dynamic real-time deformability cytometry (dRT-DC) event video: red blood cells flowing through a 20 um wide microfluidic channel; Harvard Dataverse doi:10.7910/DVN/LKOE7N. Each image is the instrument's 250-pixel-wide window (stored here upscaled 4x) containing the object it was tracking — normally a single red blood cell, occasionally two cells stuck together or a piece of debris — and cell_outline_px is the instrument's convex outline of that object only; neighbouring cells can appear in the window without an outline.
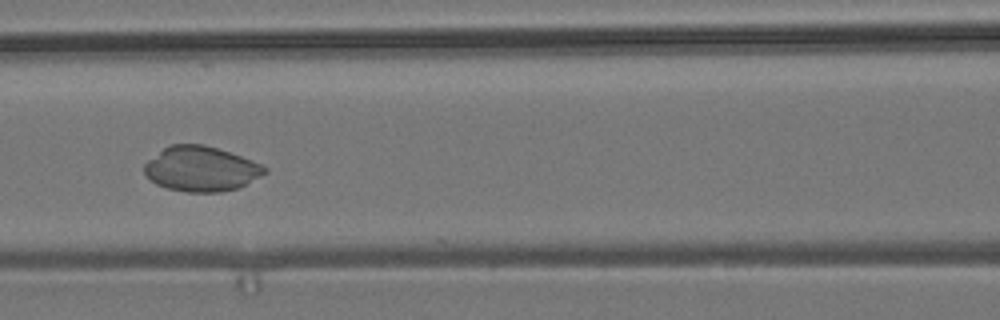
{"species": "common noctule bat (a hibernating species)", "species_latin": "Nyctalus noctula", "temperature_condition": "room temperature", "stored_images_in_passage": 55, "camera_frame_rate_fps": 3000, "um_per_image_px": 0.085, "animal": {"sex": "male", "body_mass_g": 19.2, "forearm_length_mm": 51.8}, "frame": {"image": 1, "passage_image": 24, "time_ms": 7.667, "image_size_px": [1000, 320], "cell_outline_px": [[268, 172], [240, 188], [220, 192], [188, 192], [168, 188], [156, 184], [144, 172], [144, 164], [148, 160], [168, 144], [204, 144], [240, 156], [260, 164], [268, 168]], "centroid_in_image_um": [17.1, 14.36], "position_along_channel_um": 149.5, "area_um2": 31.44}}
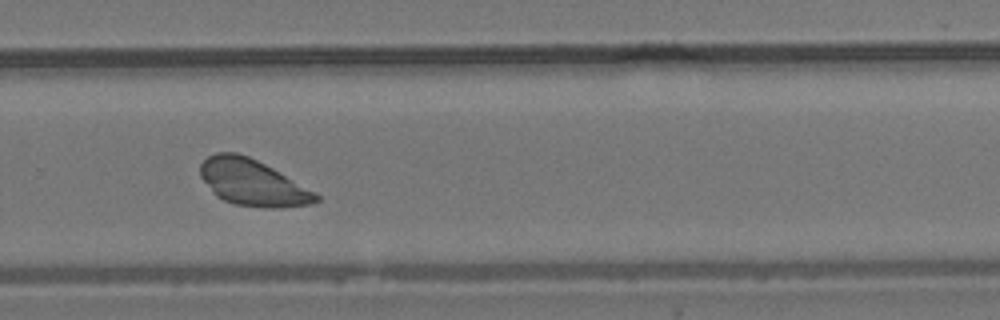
{"frame": {"image": 2, "passage_image": 37, "time_ms": 12.0, "image_size_px": [1000, 320], "cell_outline_px": [[320, 200], [312, 204], [280, 208], [264, 208], [232, 204], [216, 196], [212, 192], [200, 176], [200, 164], [208, 156], [216, 152], [236, 152], [248, 156], [272, 168], [316, 192], [320, 196]], "centroid_in_image_um": [21.46, 15.54], "position_along_channel_um": 308.3, "area_um2": 31.27}}
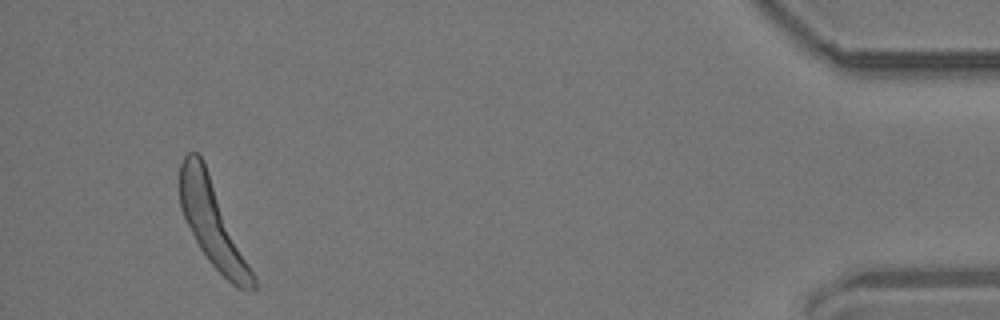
{"frame": {"image": 3, "passage_image": 52, "time_ms": 17.0, "image_size_px": [1000, 320], "cell_outline_px": [[256, 288], [248, 292], [244, 292], [232, 284], [208, 260], [200, 248], [180, 208], [180, 164], [184, 156], [188, 152], [196, 152], [204, 160], [256, 280]], "centroid_in_image_um": [18.06, 18.97], "position_along_channel_um": 417.1, "area_um2": 35.43}}